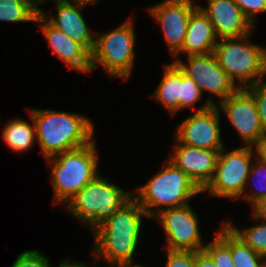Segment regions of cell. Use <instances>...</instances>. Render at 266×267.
I'll list each match as a JSON object with an SVG mask.
<instances>
[{
	"label": "cell",
	"instance_id": "cell-1",
	"mask_svg": "<svg viewBox=\"0 0 266 267\" xmlns=\"http://www.w3.org/2000/svg\"><path fill=\"white\" fill-rule=\"evenodd\" d=\"M142 215L147 216L132 196L111 218L94 230L96 260L103 257L110 265L132 263L141 231Z\"/></svg>",
	"mask_w": 266,
	"mask_h": 267
},
{
	"label": "cell",
	"instance_id": "cell-2",
	"mask_svg": "<svg viewBox=\"0 0 266 267\" xmlns=\"http://www.w3.org/2000/svg\"><path fill=\"white\" fill-rule=\"evenodd\" d=\"M37 142L45 158L84 147L94 141L91 121L79 114L30 110Z\"/></svg>",
	"mask_w": 266,
	"mask_h": 267
},
{
	"label": "cell",
	"instance_id": "cell-3",
	"mask_svg": "<svg viewBox=\"0 0 266 267\" xmlns=\"http://www.w3.org/2000/svg\"><path fill=\"white\" fill-rule=\"evenodd\" d=\"M201 192L203 191L195 182L169 161L148 183L137 188V195L133 192V197L148 217H154L156 213L151 208L157 207L158 212H161L181 207L187 205L186 201L192 196Z\"/></svg>",
	"mask_w": 266,
	"mask_h": 267
},
{
	"label": "cell",
	"instance_id": "cell-4",
	"mask_svg": "<svg viewBox=\"0 0 266 267\" xmlns=\"http://www.w3.org/2000/svg\"><path fill=\"white\" fill-rule=\"evenodd\" d=\"M95 140L90 144L47 158L52 162L51 183L56 203L67 201L92 181L97 173L98 157Z\"/></svg>",
	"mask_w": 266,
	"mask_h": 267
},
{
	"label": "cell",
	"instance_id": "cell-5",
	"mask_svg": "<svg viewBox=\"0 0 266 267\" xmlns=\"http://www.w3.org/2000/svg\"><path fill=\"white\" fill-rule=\"evenodd\" d=\"M133 196L102 178L99 174L67 201L69 213L94 231L105 220L113 217Z\"/></svg>",
	"mask_w": 266,
	"mask_h": 267
},
{
	"label": "cell",
	"instance_id": "cell-6",
	"mask_svg": "<svg viewBox=\"0 0 266 267\" xmlns=\"http://www.w3.org/2000/svg\"><path fill=\"white\" fill-rule=\"evenodd\" d=\"M249 36L221 38L213 52L228 76L234 82L239 81V88L256 84L266 74V49L257 44L249 45Z\"/></svg>",
	"mask_w": 266,
	"mask_h": 267
},
{
	"label": "cell",
	"instance_id": "cell-7",
	"mask_svg": "<svg viewBox=\"0 0 266 267\" xmlns=\"http://www.w3.org/2000/svg\"><path fill=\"white\" fill-rule=\"evenodd\" d=\"M132 19L112 32L105 34L94 33L95 42L91 52L92 69L97 64L111 76L128 78L134 65L135 33Z\"/></svg>",
	"mask_w": 266,
	"mask_h": 267
},
{
	"label": "cell",
	"instance_id": "cell-8",
	"mask_svg": "<svg viewBox=\"0 0 266 267\" xmlns=\"http://www.w3.org/2000/svg\"><path fill=\"white\" fill-rule=\"evenodd\" d=\"M252 146H243L234 151L219 152L213 179L202 191L213 196L240 198L247 185L251 168Z\"/></svg>",
	"mask_w": 266,
	"mask_h": 267
},
{
	"label": "cell",
	"instance_id": "cell-9",
	"mask_svg": "<svg viewBox=\"0 0 266 267\" xmlns=\"http://www.w3.org/2000/svg\"><path fill=\"white\" fill-rule=\"evenodd\" d=\"M212 99L186 118L175 134L180 144L220 152L224 147L219 128V109Z\"/></svg>",
	"mask_w": 266,
	"mask_h": 267
},
{
	"label": "cell",
	"instance_id": "cell-10",
	"mask_svg": "<svg viewBox=\"0 0 266 267\" xmlns=\"http://www.w3.org/2000/svg\"><path fill=\"white\" fill-rule=\"evenodd\" d=\"M219 105L221 108L218 109L225 112L245 146L261 149L266 133L260 122L254 96L246 88H239L225 100L219 101Z\"/></svg>",
	"mask_w": 266,
	"mask_h": 267
},
{
	"label": "cell",
	"instance_id": "cell-11",
	"mask_svg": "<svg viewBox=\"0 0 266 267\" xmlns=\"http://www.w3.org/2000/svg\"><path fill=\"white\" fill-rule=\"evenodd\" d=\"M167 234V250L202 251L197 215L187 204L156 212Z\"/></svg>",
	"mask_w": 266,
	"mask_h": 267
},
{
	"label": "cell",
	"instance_id": "cell-12",
	"mask_svg": "<svg viewBox=\"0 0 266 267\" xmlns=\"http://www.w3.org/2000/svg\"><path fill=\"white\" fill-rule=\"evenodd\" d=\"M187 58L188 65L183 63L180 58L174 63L198 84L202 92L206 90L210 94L220 97V101H223L239 89V86L219 65L214 53L190 55Z\"/></svg>",
	"mask_w": 266,
	"mask_h": 267
},
{
	"label": "cell",
	"instance_id": "cell-13",
	"mask_svg": "<svg viewBox=\"0 0 266 267\" xmlns=\"http://www.w3.org/2000/svg\"><path fill=\"white\" fill-rule=\"evenodd\" d=\"M191 0H165L149 8V13L162 25L165 40L174 55L182 48L188 20L198 6Z\"/></svg>",
	"mask_w": 266,
	"mask_h": 267
},
{
	"label": "cell",
	"instance_id": "cell-14",
	"mask_svg": "<svg viewBox=\"0 0 266 267\" xmlns=\"http://www.w3.org/2000/svg\"><path fill=\"white\" fill-rule=\"evenodd\" d=\"M208 7H198L213 24L221 38H239L251 34L255 26L246 18L235 0H208Z\"/></svg>",
	"mask_w": 266,
	"mask_h": 267
},
{
	"label": "cell",
	"instance_id": "cell-15",
	"mask_svg": "<svg viewBox=\"0 0 266 267\" xmlns=\"http://www.w3.org/2000/svg\"><path fill=\"white\" fill-rule=\"evenodd\" d=\"M178 144L169 161L203 190L213 179L219 152Z\"/></svg>",
	"mask_w": 266,
	"mask_h": 267
},
{
	"label": "cell",
	"instance_id": "cell-16",
	"mask_svg": "<svg viewBox=\"0 0 266 267\" xmlns=\"http://www.w3.org/2000/svg\"><path fill=\"white\" fill-rule=\"evenodd\" d=\"M36 22L42 23L40 27L45 39L53 49V53L67 63L70 69L84 73L92 71L91 53L82 44L71 40L60 29L51 25L40 13L36 17Z\"/></svg>",
	"mask_w": 266,
	"mask_h": 267
},
{
	"label": "cell",
	"instance_id": "cell-17",
	"mask_svg": "<svg viewBox=\"0 0 266 267\" xmlns=\"http://www.w3.org/2000/svg\"><path fill=\"white\" fill-rule=\"evenodd\" d=\"M57 4V17L48 19L44 10L39 9L46 20L56 28L60 29L71 40L82 44L90 53L93 50L95 37L90 33L81 10L85 4L75 3L69 0H55ZM52 17V18H51Z\"/></svg>",
	"mask_w": 266,
	"mask_h": 267
},
{
	"label": "cell",
	"instance_id": "cell-18",
	"mask_svg": "<svg viewBox=\"0 0 266 267\" xmlns=\"http://www.w3.org/2000/svg\"><path fill=\"white\" fill-rule=\"evenodd\" d=\"M217 39L213 24L197 6L188 20L182 48L174 56L180 53L187 54V56L213 53Z\"/></svg>",
	"mask_w": 266,
	"mask_h": 267
},
{
	"label": "cell",
	"instance_id": "cell-19",
	"mask_svg": "<svg viewBox=\"0 0 266 267\" xmlns=\"http://www.w3.org/2000/svg\"><path fill=\"white\" fill-rule=\"evenodd\" d=\"M163 79L153 97L161 102L172 115L179 111L181 98V69L176 63L165 65Z\"/></svg>",
	"mask_w": 266,
	"mask_h": 267
},
{
	"label": "cell",
	"instance_id": "cell-20",
	"mask_svg": "<svg viewBox=\"0 0 266 267\" xmlns=\"http://www.w3.org/2000/svg\"><path fill=\"white\" fill-rule=\"evenodd\" d=\"M35 136L34 123L32 126L27 121L18 118L8 122L2 131L4 142L16 152L28 151L36 139Z\"/></svg>",
	"mask_w": 266,
	"mask_h": 267
},
{
	"label": "cell",
	"instance_id": "cell-21",
	"mask_svg": "<svg viewBox=\"0 0 266 267\" xmlns=\"http://www.w3.org/2000/svg\"><path fill=\"white\" fill-rule=\"evenodd\" d=\"M215 239L204 246V251L213 260L216 267H235L231 256V228L223 221Z\"/></svg>",
	"mask_w": 266,
	"mask_h": 267
},
{
	"label": "cell",
	"instance_id": "cell-22",
	"mask_svg": "<svg viewBox=\"0 0 266 267\" xmlns=\"http://www.w3.org/2000/svg\"><path fill=\"white\" fill-rule=\"evenodd\" d=\"M39 9L30 0H0V21L35 22Z\"/></svg>",
	"mask_w": 266,
	"mask_h": 267
},
{
	"label": "cell",
	"instance_id": "cell-23",
	"mask_svg": "<svg viewBox=\"0 0 266 267\" xmlns=\"http://www.w3.org/2000/svg\"><path fill=\"white\" fill-rule=\"evenodd\" d=\"M231 256L235 267H262L266 258L257 254L231 229Z\"/></svg>",
	"mask_w": 266,
	"mask_h": 267
},
{
	"label": "cell",
	"instance_id": "cell-24",
	"mask_svg": "<svg viewBox=\"0 0 266 267\" xmlns=\"http://www.w3.org/2000/svg\"><path fill=\"white\" fill-rule=\"evenodd\" d=\"M227 225L257 254L266 258V221H263L260 225L242 230L229 223Z\"/></svg>",
	"mask_w": 266,
	"mask_h": 267
},
{
	"label": "cell",
	"instance_id": "cell-25",
	"mask_svg": "<svg viewBox=\"0 0 266 267\" xmlns=\"http://www.w3.org/2000/svg\"><path fill=\"white\" fill-rule=\"evenodd\" d=\"M256 150V155L259 156V162L255 165H251V168H250V172H249V176L247 177L249 180L250 178H257L259 179L258 181L259 182H264L263 186H259L257 187L258 189H256V191H254L252 194H245L243 197L247 200H249L252 205H254L255 203H257L259 200H261L262 198H265L266 197V182L265 180L262 178V180L260 181L261 178H259L260 176L258 174H260L261 176L263 177H266V155L263 154L261 152V149L259 148H255ZM257 175V176H255Z\"/></svg>",
	"mask_w": 266,
	"mask_h": 267
},
{
	"label": "cell",
	"instance_id": "cell-26",
	"mask_svg": "<svg viewBox=\"0 0 266 267\" xmlns=\"http://www.w3.org/2000/svg\"><path fill=\"white\" fill-rule=\"evenodd\" d=\"M202 91L198 84L181 70V98L179 110L194 106L200 100Z\"/></svg>",
	"mask_w": 266,
	"mask_h": 267
},
{
	"label": "cell",
	"instance_id": "cell-27",
	"mask_svg": "<svg viewBox=\"0 0 266 267\" xmlns=\"http://www.w3.org/2000/svg\"><path fill=\"white\" fill-rule=\"evenodd\" d=\"M246 89L255 98L260 122L264 132L266 133V83L261 80L256 84L246 87Z\"/></svg>",
	"mask_w": 266,
	"mask_h": 267
},
{
	"label": "cell",
	"instance_id": "cell-28",
	"mask_svg": "<svg viewBox=\"0 0 266 267\" xmlns=\"http://www.w3.org/2000/svg\"><path fill=\"white\" fill-rule=\"evenodd\" d=\"M11 267H51L49 260L37 250L21 253Z\"/></svg>",
	"mask_w": 266,
	"mask_h": 267
},
{
	"label": "cell",
	"instance_id": "cell-29",
	"mask_svg": "<svg viewBox=\"0 0 266 267\" xmlns=\"http://www.w3.org/2000/svg\"><path fill=\"white\" fill-rule=\"evenodd\" d=\"M195 251L167 250V267H194Z\"/></svg>",
	"mask_w": 266,
	"mask_h": 267
},
{
	"label": "cell",
	"instance_id": "cell-30",
	"mask_svg": "<svg viewBox=\"0 0 266 267\" xmlns=\"http://www.w3.org/2000/svg\"><path fill=\"white\" fill-rule=\"evenodd\" d=\"M235 2L253 26H255V14L266 12V0H235Z\"/></svg>",
	"mask_w": 266,
	"mask_h": 267
},
{
	"label": "cell",
	"instance_id": "cell-31",
	"mask_svg": "<svg viewBox=\"0 0 266 267\" xmlns=\"http://www.w3.org/2000/svg\"><path fill=\"white\" fill-rule=\"evenodd\" d=\"M194 267H216L210 256L204 251H196Z\"/></svg>",
	"mask_w": 266,
	"mask_h": 267
},
{
	"label": "cell",
	"instance_id": "cell-32",
	"mask_svg": "<svg viewBox=\"0 0 266 267\" xmlns=\"http://www.w3.org/2000/svg\"><path fill=\"white\" fill-rule=\"evenodd\" d=\"M253 212V218L255 220L259 218L266 221V197L253 205Z\"/></svg>",
	"mask_w": 266,
	"mask_h": 267
},
{
	"label": "cell",
	"instance_id": "cell-33",
	"mask_svg": "<svg viewBox=\"0 0 266 267\" xmlns=\"http://www.w3.org/2000/svg\"><path fill=\"white\" fill-rule=\"evenodd\" d=\"M59 267H87V265H84L83 263H79L77 261L70 263L68 259L63 261Z\"/></svg>",
	"mask_w": 266,
	"mask_h": 267
},
{
	"label": "cell",
	"instance_id": "cell-34",
	"mask_svg": "<svg viewBox=\"0 0 266 267\" xmlns=\"http://www.w3.org/2000/svg\"><path fill=\"white\" fill-rule=\"evenodd\" d=\"M109 267H142L141 265H134L133 263H120V264H113Z\"/></svg>",
	"mask_w": 266,
	"mask_h": 267
},
{
	"label": "cell",
	"instance_id": "cell-35",
	"mask_svg": "<svg viewBox=\"0 0 266 267\" xmlns=\"http://www.w3.org/2000/svg\"><path fill=\"white\" fill-rule=\"evenodd\" d=\"M75 3H81L85 5L96 4L98 0H73Z\"/></svg>",
	"mask_w": 266,
	"mask_h": 267
},
{
	"label": "cell",
	"instance_id": "cell-36",
	"mask_svg": "<svg viewBox=\"0 0 266 267\" xmlns=\"http://www.w3.org/2000/svg\"><path fill=\"white\" fill-rule=\"evenodd\" d=\"M261 152L266 155V138L263 147L261 148Z\"/></svg>",
	"mask_w": 266,
	"mask_h": 267
},
{
	"label": "cell",
	"instance_id": "cell-37",
	"mask_svg": "<svg viewBox=\"0 0 266 267\" xmlns=\"http://www.w3.org/2000/svg\"><path fill=\"white\" fill-rule=\"evenodd\" d=\"M30 1H32L35 4V6L37 7V5L39 3L43 2V1H46V0H30Z\"/></svg>",
	"mask_w": 266,
	"mask_h": 267
},
{
	"label": "cell",
	"instance_id": "cell-38",
	"mask_svg": "<svg viewBox=\"0 0 266 267\" xmlns=\"http://www.w3.org/2000/svg\"><path fill=\"white\" fill-rule=\"evenodd\" d=\"M262 267H266V261L263 263Z\"/></svg>",
	"mask_w": 266,
	"mask_h": 267
}]
</instances>
